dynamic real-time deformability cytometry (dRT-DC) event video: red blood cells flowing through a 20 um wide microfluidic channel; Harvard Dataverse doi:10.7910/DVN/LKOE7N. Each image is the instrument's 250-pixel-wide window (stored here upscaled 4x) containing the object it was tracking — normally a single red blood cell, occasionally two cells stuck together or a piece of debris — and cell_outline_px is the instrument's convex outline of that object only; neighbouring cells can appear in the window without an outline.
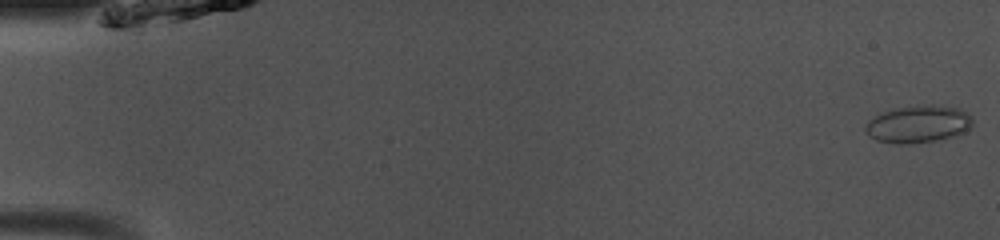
{"species": "common noctule bat (a hibernating species)", "species_latin": "Nyctalus noctula", "temperature_condition": "room temperature", "stored_images_in_passage": 49, "camera_frame_rate_fps": 3000, "um_per_image_px": 0.085, "animal": {"sex": "male", "body_mass_g": 13.0, "forearm_length_mm": 53.1}, "frame": {"image": 1, "passage_image": 1, "time_ms": 0.0, "image_size_px": [1000, 240], "cell_outline_px": [[972, 124], [964, 132], [956, 136], [936, 140], [908, 144], [900, 144], [876, 140], [868, 136], [864, 132], [864, 128], [868, 120], [884, 112], [896, 108], [932, 104], [960, 108], [972, 116]], "centroid_in_image_um": [78.05, 10.55], "position_along_channel_um": 6.9, "area_um2": 23.35}}
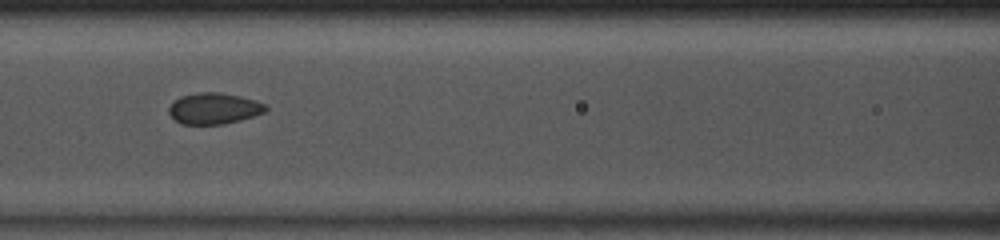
{"frame": {"image": 2, "passage_image": 22, "time_ms": 7.0, "image_size_px": [1000, 240], "cell_outline_px": [[268, 108], [264, 112], [240, 120], [224, 124], [180, 124], [168, 112], [168, 108], [180, 96], [200, 92], [220, 92], [240, 96], [256, 100], [264, 104]], "centroid_in_image_um": [18.19, 9.21], "position_along_channel_um": 148.4, "area_um2": 17.46}}
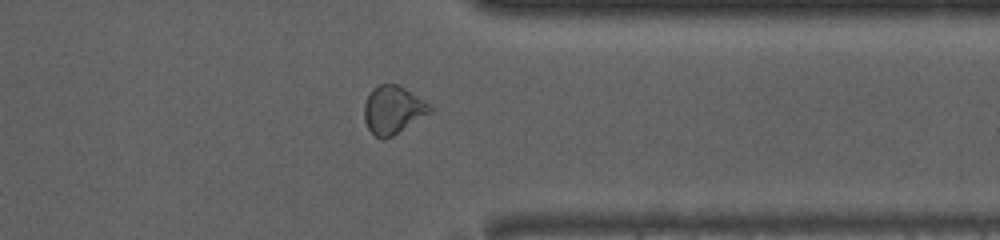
{"frame": {"image": 3, "passage_image": 39, "time_ms": 12.667, "image_size_px": [1000, 240], "cell_outline_px": [[432, 112], [392, 136], [384, 140], [376, 136], [368, 128], [364, 120], [364, 104], [372, 88], [380, 84], [396, 84], [404, 88], [428, 104], [432, 108]], "centroid_in_image_um": [33.37, 9.35], "position_along_channel_um": 378.0, "area_um2": 18.09}, "authors_computed_cell_mechanics": {"area_um2": 18.6116, "velocity_mm_per_s": 4.0903, "shape_relaxation_time_tau1_ms": 6.246, "shape_relaxation_time_tau2_ms": 1.3336, "deformation_change_tau1": 0.0907, "deformation_change_tau2": 0.0204}}